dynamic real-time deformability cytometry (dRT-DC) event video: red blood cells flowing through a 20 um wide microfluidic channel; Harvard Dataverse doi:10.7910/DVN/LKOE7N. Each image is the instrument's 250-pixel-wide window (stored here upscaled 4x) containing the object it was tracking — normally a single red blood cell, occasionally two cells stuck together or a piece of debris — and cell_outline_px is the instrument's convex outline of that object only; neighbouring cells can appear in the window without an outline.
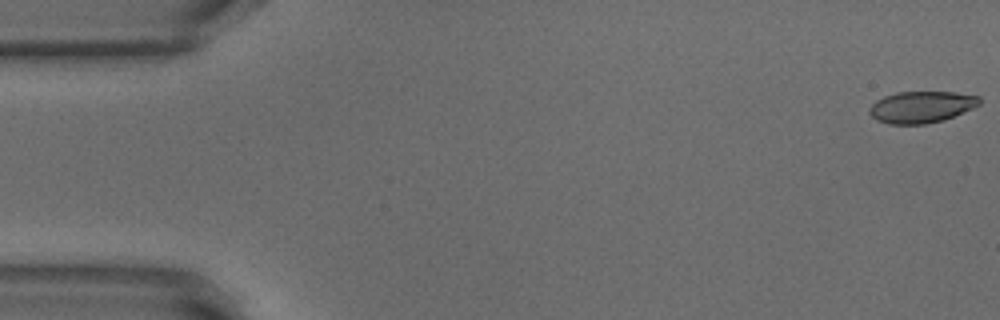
{"species": "common noctule bat (a hibernating species)", "species_latin": "Nyctalus noctula", "temperature_condition": "warm", "stored_images_in_passage": 52, "camera_frame_rate_fps": 3000, "um_per_image_px": 0.085, "animal": {"sex": "male", "body_mass_g": 18.8}, "frame": {"image": 1, "passage_image": 1, "time_ms": 0.0, "image_size_px": [1000, 320], "cell_outline_px": [[980, 104], [972, 108], [944, 120], [924, 124], [888, 124], [876, 120], [868, 112], [868, 108], [876, 100], [884, 96], [896, 92], [956, 92], [980, 96]], "centroid_in_image_um": [78.29, 9.09], "position_along_channel_um": 6.7, "area_um2": 20.35}}
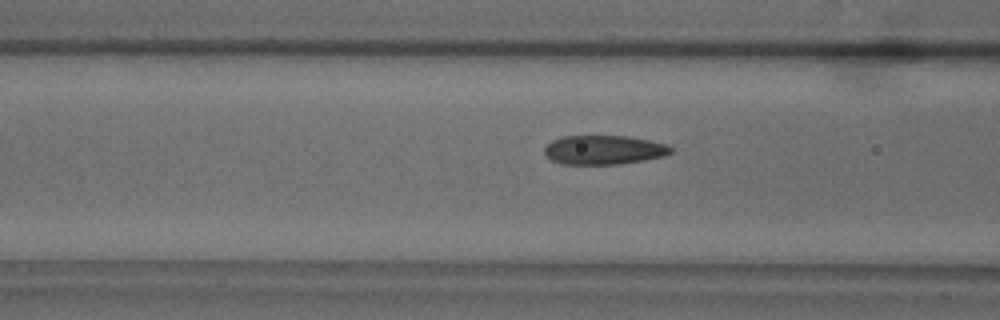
{"frame": {"image": 2, "passage_image": 20, "time_ms": 6.333, "image_size_px": [1000, 320], "cell_outline_px": [[672, 152], [664, 156], [644, 160], [620, 164], [560, 164], [552, 160], [544, 152], [544, 148], [552, 140], [564, 136], [624, 136], [648, 140], [668, 144], [672, 148]], "centroid_in_image_um": [51.33, 12.74], "position_along_channel_um": 115.3, "area_um2": 21.39}}
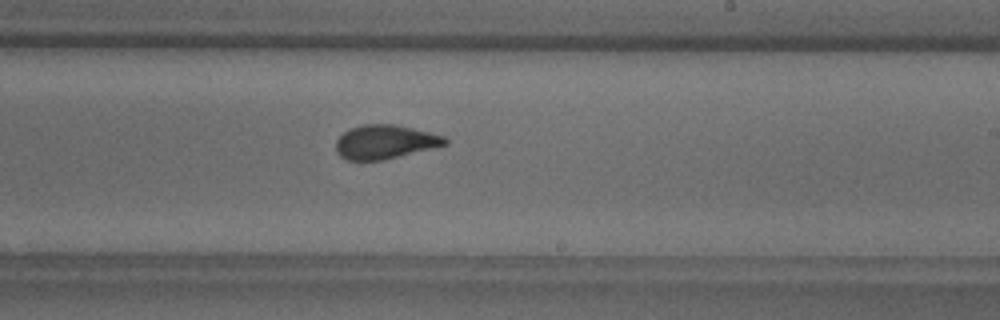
{"frame": {"image": 3, "passage_image": 31, "time_ms": 10.0, "image_size_px": [1000, 320], "cell_outline_px": [[448, 144], [432, 148], [380, 160], [348, 160], [340, 156], [336, 152], [336, 140], [348, 128], [364, 124], [392, 124], [412, 128], [444, 136], [448, 140]], "centroid_in_image_um": [32.69, 12.05], "position_along_channel_um": 256.3, "area_um2": 21.33}, "authors_computed_cell_mechanics": {"area_um2": 21.7039, "velocity_mm_per_s": 3.8425, "shape_relaxation_time_tau1_ms": 4.5222, "shape_relaxation_time_tau2_ms": 0.811, "deformation_change_tau1": 0.1686, "deformation_change_tau2": 0.0624}}